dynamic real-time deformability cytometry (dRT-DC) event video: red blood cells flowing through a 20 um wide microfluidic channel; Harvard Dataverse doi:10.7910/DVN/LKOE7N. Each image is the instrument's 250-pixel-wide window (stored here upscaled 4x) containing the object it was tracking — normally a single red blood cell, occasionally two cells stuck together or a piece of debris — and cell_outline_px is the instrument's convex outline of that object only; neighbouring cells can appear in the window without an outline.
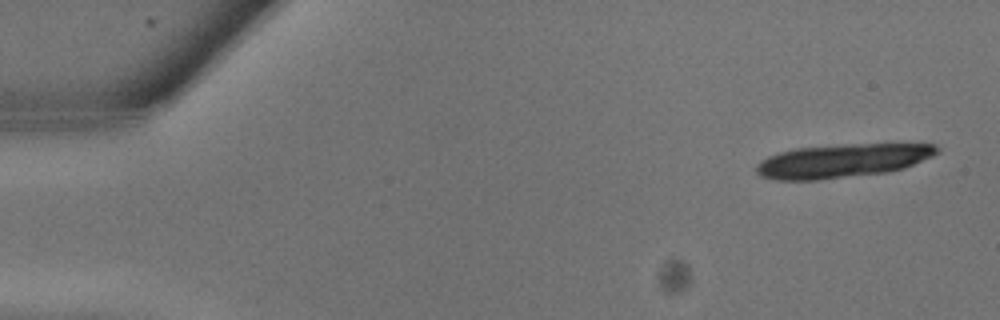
{"species": "common noctule bat (a hibernating species)", "species_latin": "Nyctalus noctula", "temperature_condition": "warm", "stored_images_in_passage": 9, "camera_frame_rate_fps": 3000, "um_per_image_px": 0.085, "animal": {"sex": "male", "body_mass_g": 13.3}, "frame": {"image": 1, "passage_image": 1, "time_ms": 0.0, "image_size_px": [1000, 320], "cell_outline_px": [[940, 152], [932, 156], [904, 168], [888, 172], [820, 180], [776, 180], [760, 176], [756, 172], [756, 164], [760, 160], [768, 156], [780, 152], [796, 148], [844, 144], [936, 144], [940, 148]], "centroid_in_image_um": [71.59, 13.67], "position_along_channel_um": 13.4, "area_um2": 35.55}}